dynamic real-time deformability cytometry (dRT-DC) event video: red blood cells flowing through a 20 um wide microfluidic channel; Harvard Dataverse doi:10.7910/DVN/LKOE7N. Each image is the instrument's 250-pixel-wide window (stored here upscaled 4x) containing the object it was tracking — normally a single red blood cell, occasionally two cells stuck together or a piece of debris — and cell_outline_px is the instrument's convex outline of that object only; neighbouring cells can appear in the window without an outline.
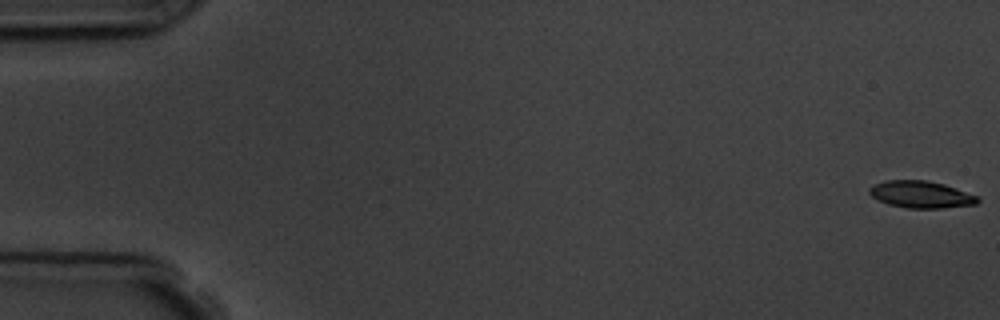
{"species": "common noctule bat (a hibernating species)", "species_latin": "Nyctalus noctula", "temperature_condition": "room temperature", "stored_images_in_passage": 5, "camera_frame_rate_fps": 3000, "um_per_image_px": 0.085, "animal": {"sex": "male", "body_mass_g": 19.5, "forearm_length_mm": 54.6}, "frame": {"image": 1, "passage_image": 1, "time_ms": 0.0, "image_size_px": [1000, 320], "cell_outline_px": [[980, 200], [976, 204], [944, 208], [908, 208], [888, 204], [872, 196], [868, 192], [868, 188], [876, 184], [888, 180], [928, 180], [944, 184], [976, 196]], "centroid_in_image_um": [78.27, 16.53], "position_along_channel_um": 6.7, "area_um2": 16.82}}
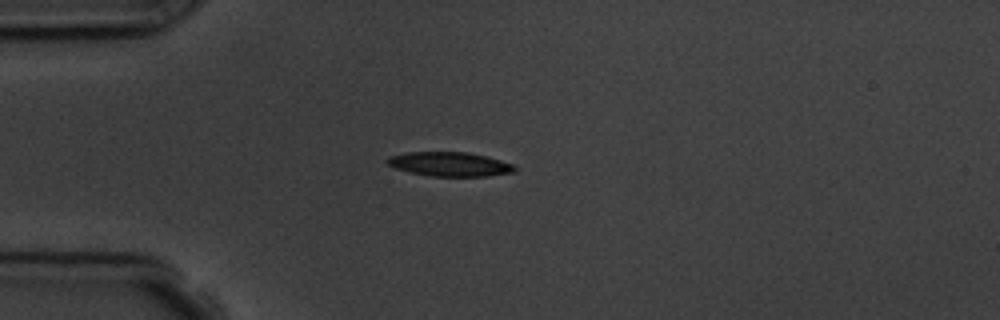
{"frame": {"image": 2, "passage_image": 5, "time_ms": 4.667, "image_size_px": [1000, 320], "cell_outline_px": [[516, 172], [488, 176], [432, 176], [412, 172], [396, 168], [388, 164], [384, 160], [388, 156], [408, 152], [468, 152], [500, 160], [512, 164], [516, 168]], "centroid_in_image_um": [38.22, 13.95], "position_along_channel_um": 46.8, "area_um2": 17.86}}